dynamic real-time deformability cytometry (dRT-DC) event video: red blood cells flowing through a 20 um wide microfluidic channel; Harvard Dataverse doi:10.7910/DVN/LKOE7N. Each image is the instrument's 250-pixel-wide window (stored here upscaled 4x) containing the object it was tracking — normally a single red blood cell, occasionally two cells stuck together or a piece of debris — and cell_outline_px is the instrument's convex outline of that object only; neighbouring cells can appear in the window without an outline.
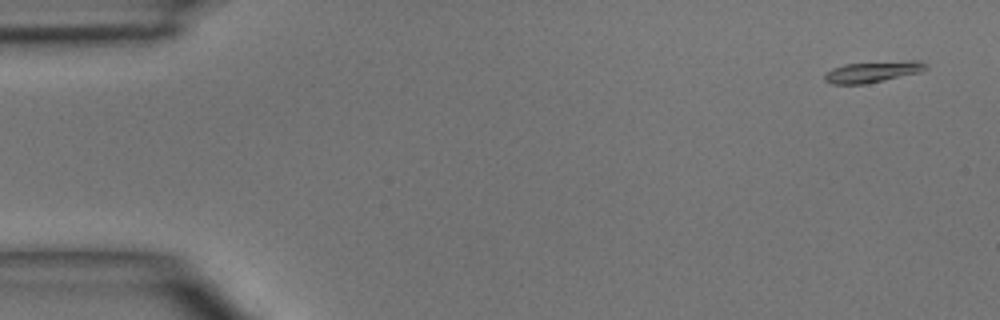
{"species": "common noctule bat (a hibernating species)", "species_latin": "Nyctalus noctula", "temperature_condition": "room temperature", "stored_images_in_passage": 4, "camera_frame_rate_fps": 3000, "um_per_image_px": 0.085, "animal": {"sex": "male", "body_mass_g": 15.6}, "frame": {"image": 1, "passage_image": 1, "time_ms": 0.0, "image_size_px": [1000, 320], "cell_outline_px": [[928, 68], [920, 72], [864, 84], [832, 84], [824, 80], [824, 76], [832, 68], [844, 64], [908, 60], [920, 60], [928, 64]], "centroid_in_image_um": [74.21, 6.09], "position_along_channel_um": 10.8, "area_um2": 12.43}}
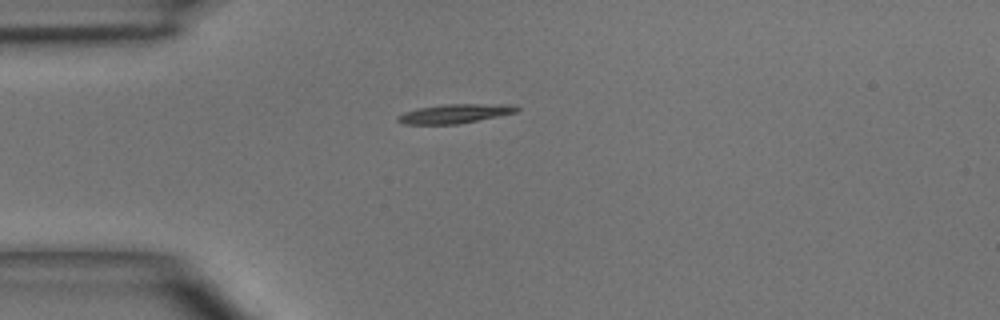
{"frame": {"image": 2, "passage_image": 4, "time_ms": 3.333, "image_size_px": [1000, 320], "cell_outline_px": [[520, 108], [516, 112], [456, 124], [404, 124], [396, 120], [396, 116], [404, 112], [416, 108], [444, 104], [516, 104]], "centroid_in_image_um": [38.62, 9.64], "position_along_channel_um": 46.4, "area_um2": 13.24}}